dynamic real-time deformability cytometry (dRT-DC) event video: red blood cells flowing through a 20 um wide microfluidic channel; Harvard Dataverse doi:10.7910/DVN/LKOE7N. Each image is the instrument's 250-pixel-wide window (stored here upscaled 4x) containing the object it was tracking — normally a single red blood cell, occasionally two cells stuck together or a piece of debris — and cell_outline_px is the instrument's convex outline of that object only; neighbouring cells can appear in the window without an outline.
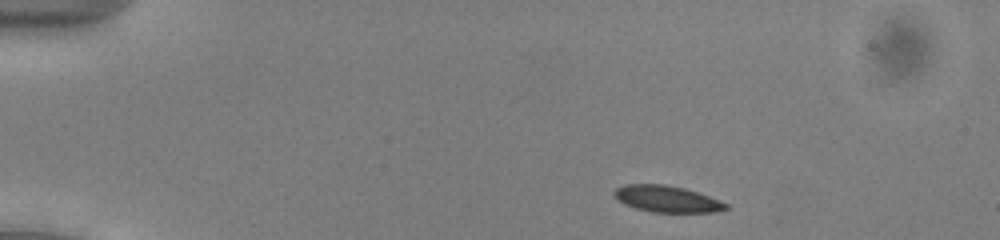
{"species": "common noctule bat (a hibernating species)", "species_latin": "Nyctalus noctula", "temperature_condition": "cold", "stored_images_in_passage": 46, "camera_frame_rate_fps": 3000, "um_per_image_px": 0.085, "animal": {"sex": "male", "body_mass_g": 13.0, "forearm_length_mm": 53.1}, "frame": {"image": 1, "passage_image": 2, "time_ms": 0.333, "image_size_px": [1000, 240], "cell_outline_px": [[728, 208], [716, 212], [652, 212], [636, 208], [624, 204], [616, 200], [612, 192], [616, 188], [624, 184], [664, 184], [684, 188], [720, 200], [728, 204]], "centroid_in_image_um": [56.65, 16.91], "position_along_channel_um": 28.4, "area_um2": 17.28}}
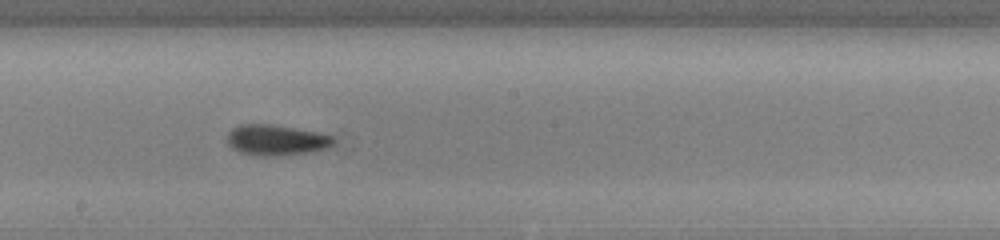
{"frame": {"image": 2, "passage_image": 23, "time_ms": 7.333, "image_size_px": [1000, 240], "cell_outline_px": [[336, 140], [328, 148], [308, 152], [276, 156], [264, 156], [240, 152], [232, 148], [228, 144], [228, 132], [232, 128], [240, 124], [272, 124], [320, 132], [332, 136]], "centroid_in_image_um": [23.49, 11.89], "position_along_channel_um": 224.7, "area_um2": 19.02}}
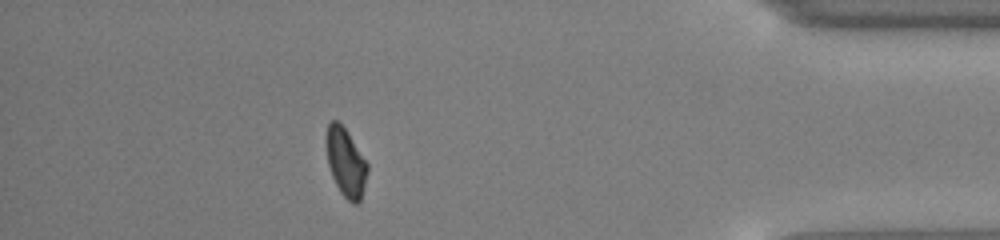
{"frame": {"image": 3, "passage_image": 40, "time_ms": 13.0, "image_size_px": [1000, 240], "cell_outline_px": [[368, 172], [360, 204], [352, 204], [340, 192], [332, 176], [328, 164], [324, 140], [324, 136], [328, 124], [332, 120], [336, 120], [348, 132], [368, 164]], "centroid_in_image_um": [29.37, 13.81], "position_along_channel_um": 405.8, "area_um2": 16.7}, "authors_computed_cell_mechanics": {"area_um2": 17.8024, "velocity_mm_per_s": 3.9178, "shape_relaxation_time_tau1_ms": 3.6487, "shape_relaxation_time_tau2_ms": 9.0824, "deformation_change_tau1": 0.0885, "deformation_change_tau2": 0.1249}}